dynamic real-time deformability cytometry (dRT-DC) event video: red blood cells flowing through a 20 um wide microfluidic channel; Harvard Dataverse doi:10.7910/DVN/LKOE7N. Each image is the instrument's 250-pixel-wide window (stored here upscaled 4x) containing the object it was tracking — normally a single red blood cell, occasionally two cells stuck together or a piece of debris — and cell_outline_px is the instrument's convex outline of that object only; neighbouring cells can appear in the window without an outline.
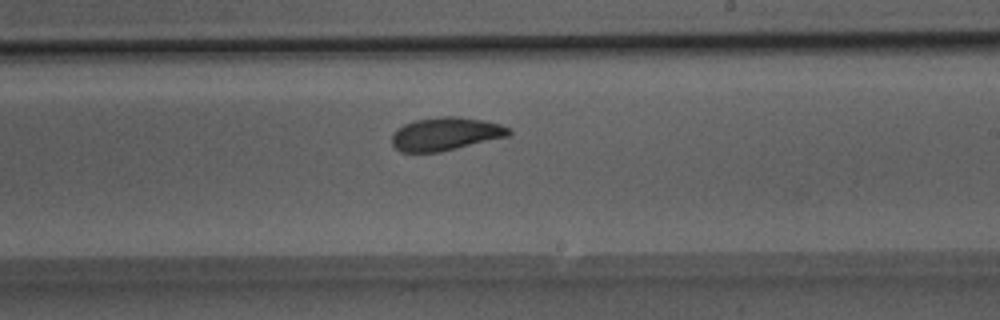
{"species": "Egyptian fruit bat (a non-hibernating species)", "species_latin": "Rousettus aegyptiacus", "temperature_condition": "room temperature", "stored_images_in_passage": 29, "camera_frame_rate_fps": 3000, "um_per_image_px": 0.085, "animal": {"sex": "male"}, "frame": {"image": 1, "passage_image": 14, "time_ms": 4.333, "image_size_px": [1000, 320], "cell_outline_px": [[512, 132], [508, 136], [440, 152], [400, 152], [392, 144], [392, 136], [396, 128], [404, 124], [416, 120], [440, 116], [460, 116], [500, 124], [512, 128]], "centroid_in_image_um": [37.87, 11.38], "position_along_channel_um": 251.1, "area_um2": 22.6}}
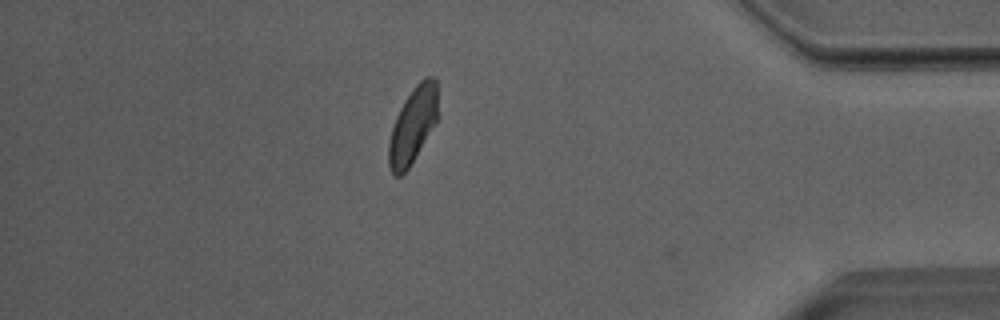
{"frame": {"image": 2, "passage_image": 28, "time_ms": 9.0, "image_size_px": [1000, 320], "cell_outline_px": [[440, 116], [436, 124], [408, 168], [400, 176], [396, 176], [392, 172], [388, 164], [388, 144], [392, 128], [396, 116], [404, 100], [416, 84], [424, 76], [436, 76]], "centroid_in_image_um": [35.14, 10.58], "position_along_channel_um": 400.1, "area_um2": 22.25}}